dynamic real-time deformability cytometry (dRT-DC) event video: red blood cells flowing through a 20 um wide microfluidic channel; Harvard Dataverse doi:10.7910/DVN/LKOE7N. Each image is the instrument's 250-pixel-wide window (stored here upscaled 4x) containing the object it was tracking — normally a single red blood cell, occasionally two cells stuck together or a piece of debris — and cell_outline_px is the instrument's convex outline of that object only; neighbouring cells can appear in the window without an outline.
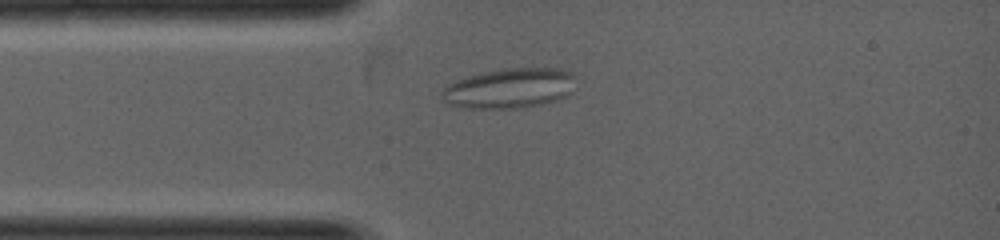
{"species": "common noctule bat (a hibernating species)", "species_latin": "Nyctalus noctula", "temperature_condition": "warm", "stored_images_in_passage": 29, "camera_frame_rate_fps": 5000, "um_per_image_px": 0.085, "animal": {"sex": "female", "body_mass_g": 19.0, "forearm_length_mm": 53.3}, "frame": {"image": 1, "passage_image": 2, "time_ms": 0.2, "image_size_px": [1000, 240], "cell_outline_px": [[576, 76], [572, 92], [568, 96], [544, 104], [520, 108], [460, 108], [448, 104], [440, 100], [440, 92], [448, 84], [456, 80], [480, 72], [504, 68], [560, 68], [572, 72]], "centroid_in_image_um": [43.3, 7.5], "position_along_channel_um": 41.7, "area_um2": 31.91}}
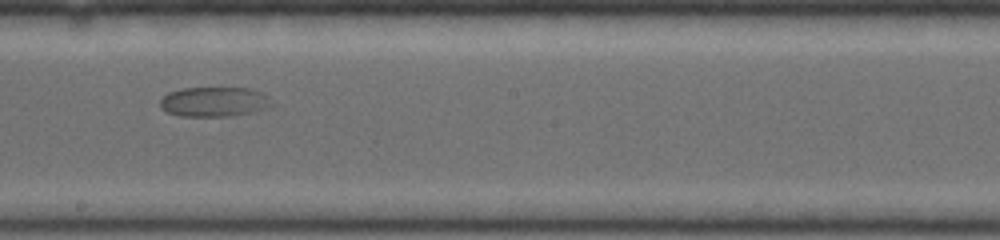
{"frame": {"image": 2, "passage_image": 14, "time_ms": 2.6, "image_size_px": [1000, 240], "cell_outline_px": [[276, 104], [252, 112], [232, 116], [180, 116], [164, 112], [160, 108], [160, 100], [168, 92], [180, 88], [252, 88], [264, 92]], "centroid_in_image_um": [18.21, 8.65], "position_along_channel_um": 230.0, "area_um2": 19.71}}
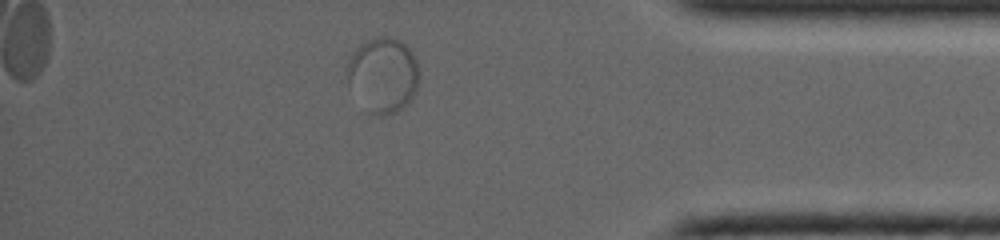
{"frame": {"image": 3, "passage_image": 26, "time_ms": 5.0, "image_size_px": [1000, 240], "cell_outline_px": [[420, 76], [416, 88], [408, 104], [396, 112], [384, 116], [372, 116], [368, 112], [348, 88], [344, 68], [348, 60], [356, 48], [360, 44], [368, 40], [380, 36], [392, 36], [400, 40], [412, 52], [416, 60], [420, 72]], "centroid_in_image_um": [32.51, 6.39], "position_along_channel_um": 402.7, "area_um2": 32.37}}